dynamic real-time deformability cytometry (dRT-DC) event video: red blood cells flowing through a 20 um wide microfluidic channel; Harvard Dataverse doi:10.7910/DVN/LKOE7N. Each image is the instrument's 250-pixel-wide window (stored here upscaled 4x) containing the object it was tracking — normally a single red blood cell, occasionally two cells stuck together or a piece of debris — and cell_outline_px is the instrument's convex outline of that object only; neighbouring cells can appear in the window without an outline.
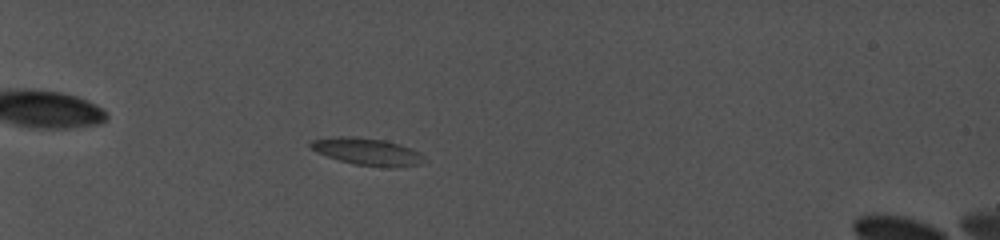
{"species": "common noctule bat (a hibernating species)", "species_latin": "Nyctalus noctula", "temperature_condition": "cold", "stored_images_in_passage": 71, "camera_frame_rate_fps": 5000, "um_per_image_px": 0.085, "animal": {"sex": "female", "body_mass_g": 19.0, "forearm_length_mm": 56.7}, "frame": {"image": 1, "passage_image": 18, "time_ms": 4.4, "image_size_px": [1000, 240], "cell_outline_px": [[420, 164], [396, 168], [384, 168], [352, 164], [328, 156], [312, 148], [308, 144], [312, 140], [384, 140], [408, 148], [416, 152], [420, 156]], "centroid_in_image_um": [31.28, 12.99], "position_along_channel_um": 53.7, "area_um2": 16.24}}
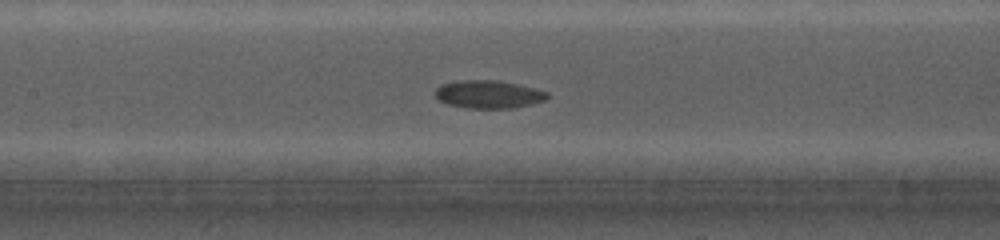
{"frame": {"image": 2, "passage_image": 41, "time_ms": 9.4, "image_size_px": [1000, 240], "cell_outline_px": [[548, 96], [544, 100], [512, 108], [468, 108], [448, 104], [440, 100], [436, 96], [436, 88], [440, 84], [464, 80], [496, 80], [516, 84], [548, 92]], "centroid_in_image_um": [41.49, 8.01], "position_along_channel_um": 165.9, "area_um2": 17.86}}
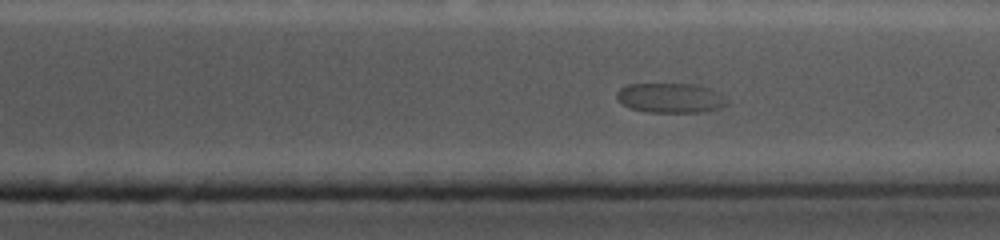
{"frame": {"image": 3, "passage_image": 69, "time_ms": 14.6, "image_size_px": [1000, 240], "cell_outline_px": [[728, 104], [716, 108], [700, 112], [648, 112], [628, 108], [616, 96], [616, 92], [620, 88], [628, 84], [692, 84], [708, 88], [728, 100]], "centroid_in_image_um": [56.93, 8.32], "position_along_channel_um": 354.5, "area_um2": 18.79}}